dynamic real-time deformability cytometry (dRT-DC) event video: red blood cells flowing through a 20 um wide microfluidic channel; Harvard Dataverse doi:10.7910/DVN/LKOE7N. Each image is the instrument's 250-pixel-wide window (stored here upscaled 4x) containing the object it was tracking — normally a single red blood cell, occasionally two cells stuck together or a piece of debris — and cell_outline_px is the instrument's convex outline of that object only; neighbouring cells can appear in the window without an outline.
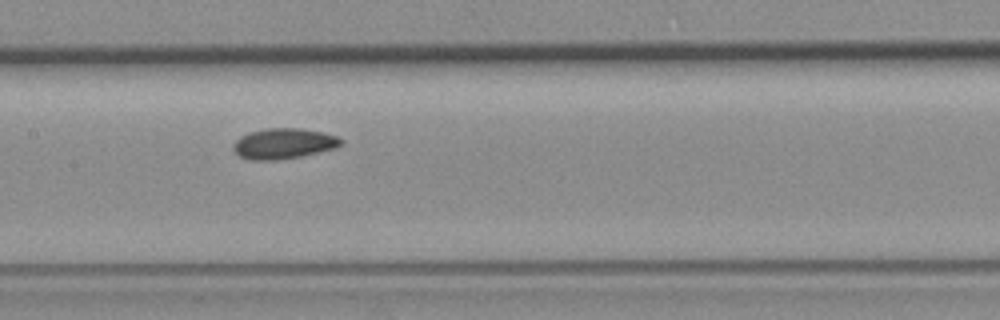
{"species": "common noctule bat (a hibernating species)", "species_latin": "Nyctalus noctula", "temperature_condition": "room temperature", "stored_images_in_passage": 6, "camera_frame_rate_fps": 3000, "um_per_image_px": 0.085, "animal": {"sex": "female", "body_mass_g": 19.3, "forearm_length_mm": 54.1}, "frame": {"image": 1, "passage_image": 5, "time_ms": 1.333, "image_size_px": [1000, 320], "cell_outline_px": [[344, 140], [336, 148], [300, 156], [276, 160], [248, 160], [240, 156], [232, 148], [232, 144], [240, 136], [248, 132], [264, 128], [300, 128], [324, 132], [336, 136]], "centroid_in_image_um": [24.08, 12.19], "position_along_channel_um": 183.3, "area_um2": 19.25}}
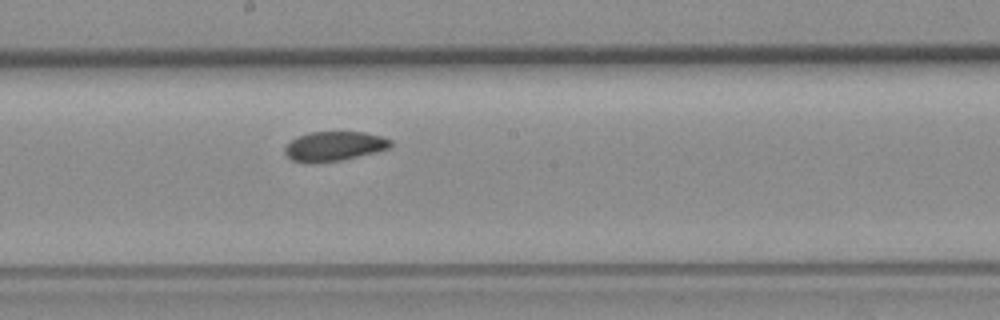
{"frame": {"image": 2, "passage_image": 6, "time_ms": 1.667, "image_size_px": [1000, 320], "cell_outline_px": [[392, 144], [388, 148], [340, 160], [292, 160], [284, 152], [284, 148], [296, 136], [308, 132], [364, 132], [380, 136], [392, 140]], "centroid_in_image_um": [28.41, 12.37], "position_along_channel_um": 219.8, "area_um2": 17.34}}